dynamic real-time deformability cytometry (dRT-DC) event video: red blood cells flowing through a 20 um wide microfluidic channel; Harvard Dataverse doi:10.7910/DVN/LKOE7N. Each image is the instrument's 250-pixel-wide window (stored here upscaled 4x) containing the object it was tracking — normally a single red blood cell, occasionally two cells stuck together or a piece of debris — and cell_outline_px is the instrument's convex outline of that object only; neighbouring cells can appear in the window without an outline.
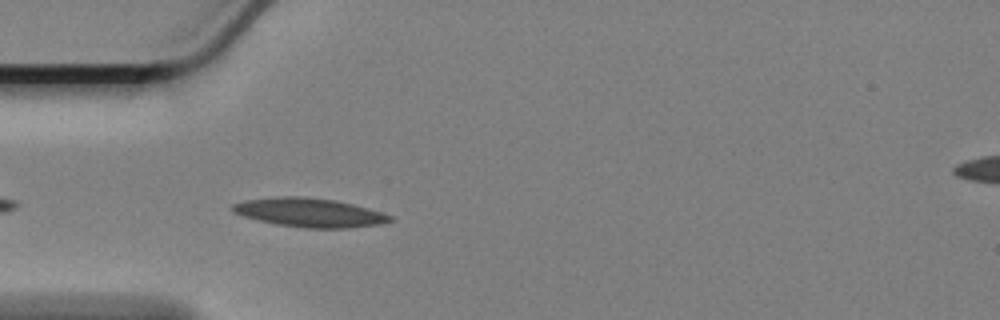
{"species": "Egyptian fruit bat (a non-hibernating species)", "species_latin": "Rousettus aegyptiacus", "temperature_condition": "cold", "stored_images_in_passage": 8, "camera_frame_rate_fps": 3000, "um_per_image_px": 0.085, "animal": {"sex": "female"}, "frame": {"image": 1, "passage_image": 4, "time_ms": 1.0, "image_size_px": [1000, 320], "cell_outline_px": [[396, 220], [380, 224], [348, 228], [304, 228], [276, 224], [244, 216], [232, 212], [232, 204], [244, 200], [276, 196], [304, 196], [336, 200], [368, 208], [392, 216]], "centroid_in_image_um": [26.31, 18.06], "position_along_channel_um": 58.7, "area_um2": 26.59}}